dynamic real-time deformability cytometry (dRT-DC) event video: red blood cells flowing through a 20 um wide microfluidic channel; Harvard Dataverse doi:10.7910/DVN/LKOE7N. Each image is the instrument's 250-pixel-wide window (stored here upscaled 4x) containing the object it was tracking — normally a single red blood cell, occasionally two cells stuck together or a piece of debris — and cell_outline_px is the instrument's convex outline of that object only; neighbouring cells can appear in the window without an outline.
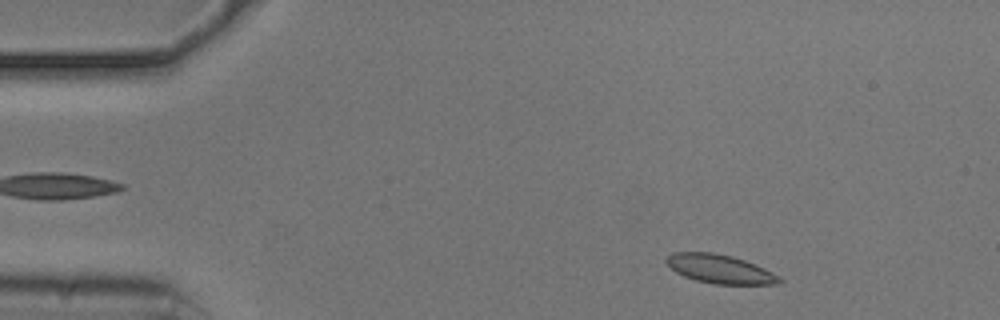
{"species": "common noctule bat (a hibernating species)", "species_latin": "Nyctalus noctula", "temperature_condition": "cold", "stored_images_in_passage": 51, "camera_frame_rate_fps": 3000, "um_per_image_px": 0.085, "animal": {"sex": "male", "body_mass_g": 20.5, "forearm_length_mm": 52.5}, "frame": {"image": 1, "passage_image": 4, "time_ms": 1.0, "image_size_px": [1000, 320], "cell_outline_px": [[784, 280], [780, 284], [716, 284], [696, 280], [684, 276], [676, 272], [664, 260], [668, 256], [676, 252], [712, 252], [732, 256], [756, 264], [780, 276]], "centroid_in_image_um": [61.23, 22.86], "position_along_channel_um": 23.8, "area_um2": 18.9}}
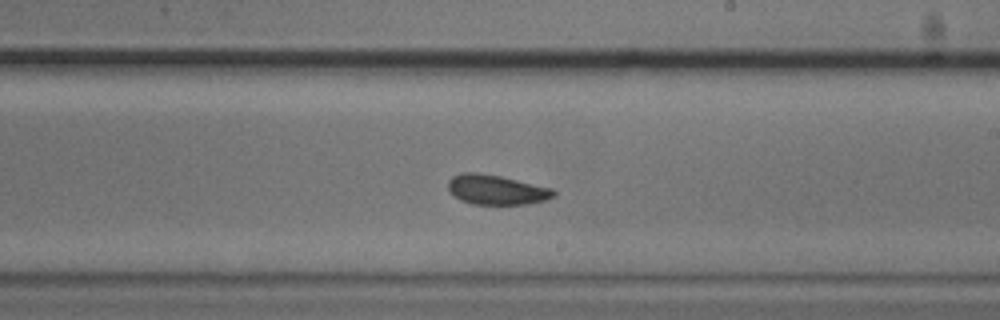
{"frame": {"image": 2, "passage_image": 28, "time_ms": 9.0, "image_size_px": [1000, 320], "cell_outline_px": [[556, 196], [544, 200], [524, 204], [472, 204], [460, 200], [448, 192], [448, 180], [452, 176], [460, 172], [476, 172], [500, 176], [552, 188], [556, 192]], "centroid_in_image_um": [42.14, 16.12], "position_along_channel_um": 246.9, "area_um2": 18.38}}
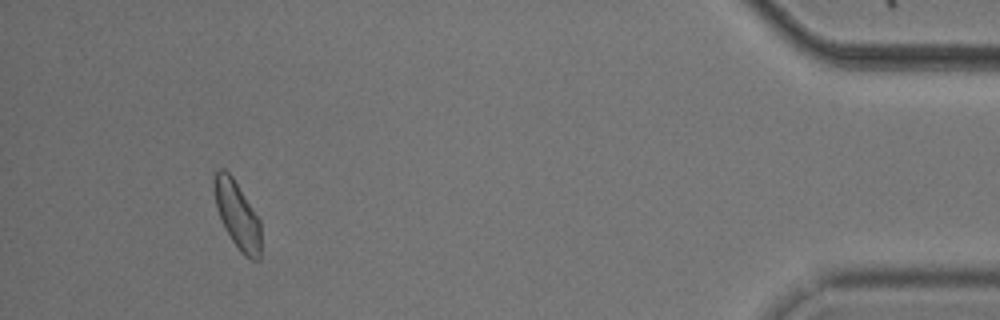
{"frame": {"image": 3, "passage_image": 47, "time_ms": 15.333, "image_size_px": [1000, 320], "cell_outline_px": [[260, 260], [252, 260], [244, 256], [240, 252], [224, 228], [216, 208], [212, 188], [212, 180], [216, 168], [224, 168], [232, 176], [260, 220]], "centroid_in_image_um": [20.12, 18.24], "position_along_channel_um": 415.1, "area_um2": 18.61}, "authors_computed_cell_mechanics": {"area_um2": 18.785, "velocity_mm_per_s": 3.6948, "shape_relaxation_time_tau1_ms": 3.2201, "shape_relaxation_time_tau2_ms": 2.374, "deformation_change_tau1": 0.0875, "deformation_change_tau2": 0.0577}}